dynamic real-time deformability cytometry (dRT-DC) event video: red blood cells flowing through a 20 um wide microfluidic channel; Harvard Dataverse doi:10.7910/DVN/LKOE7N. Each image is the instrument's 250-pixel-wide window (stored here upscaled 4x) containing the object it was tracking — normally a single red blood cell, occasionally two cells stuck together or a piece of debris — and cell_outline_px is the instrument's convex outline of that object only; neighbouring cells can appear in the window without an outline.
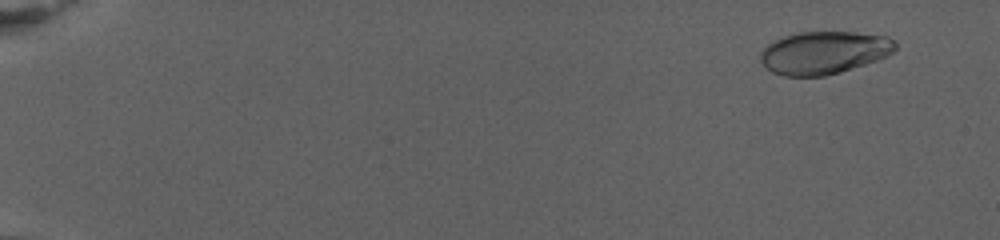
{"species": "human", "species_latin": "Homo sapiens", "temperature_condition": "warm", "stored_images_in_passage": 82, "camera_frame_rate_fps": 3000, "um_per_image_px": 0.085, "donor": {"sex": "female"}, "frame": {"image": 1, "passage_image": 7, "time_ms": 2.0, "image_size_px": [1000, 240], "cell_outline_px": [[896, 48], [892, 52], [876, 60], [840, 72], [824, 76], [784, 76], [772, 72], [760, 60], [760, 52], [772, 40], [796, 32], [852, 32], [888, 36], [896, 44]], "centroid_in_image_um": [70.0, 4.46], "position_along_channel_um": 15.0, "area_um2": 33.41}}
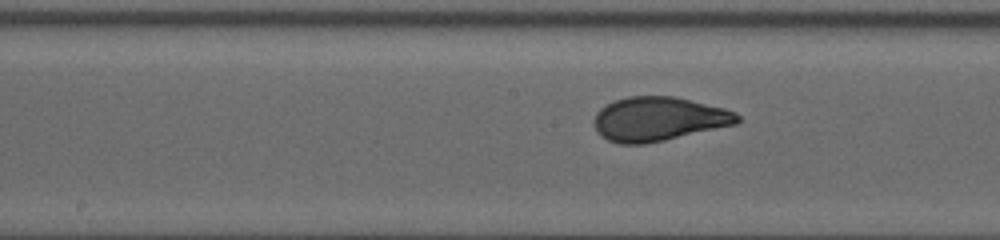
{"frame": {"image": 2, "passage_image": 46, "time_ms": 15.0, "image_size_px": [1000, 240], "cell_outline_px": [[740, 120], [736, 124], [664, 140], [644, 144], [620, 144], [608, 140], [596, 128], [596, 112], [600, 108], [616, 100], [628, 96], [672, 96], [724, 108], [736, 112], [740, 116]], "centroid_in_image_um": [56.01, 10.11], "position_along_channel_um": 192.2, "area_um2": 36.24}}
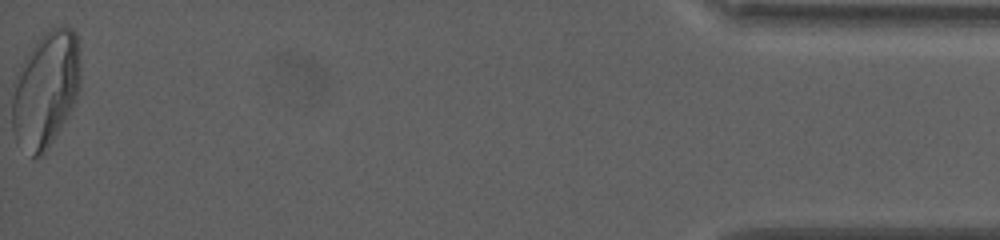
{"frame": {"image": 3, "passage_image": 82, "time_ms": 27.0, "image_size_px": [1000, 240], "cell_outline_px": [[80, 88], [72, 108], [68, 116], [44, 156], [36, 160], [16, 140], [12, 132], [12, 80], [20, 64], [28, 52], [44, 32], [60, 24], [72, 28], [76, 32], [80, 64]], "centroid_in_image_um": [3.87, 7.61], "position_along_channel_um": 431.3, "area_um2": 47.11}, "authors_computed_cell_mechanics": {"area_um2": 35.8649, "velocity_mm_per_s": 2.6823, "shape_relaxation_time_tau1_ms": 4.8574, "shape_relaxation_time_tau2_ms": null, "deformation_change_tau1": 0.1878, "deformation_change_tau2": null}}